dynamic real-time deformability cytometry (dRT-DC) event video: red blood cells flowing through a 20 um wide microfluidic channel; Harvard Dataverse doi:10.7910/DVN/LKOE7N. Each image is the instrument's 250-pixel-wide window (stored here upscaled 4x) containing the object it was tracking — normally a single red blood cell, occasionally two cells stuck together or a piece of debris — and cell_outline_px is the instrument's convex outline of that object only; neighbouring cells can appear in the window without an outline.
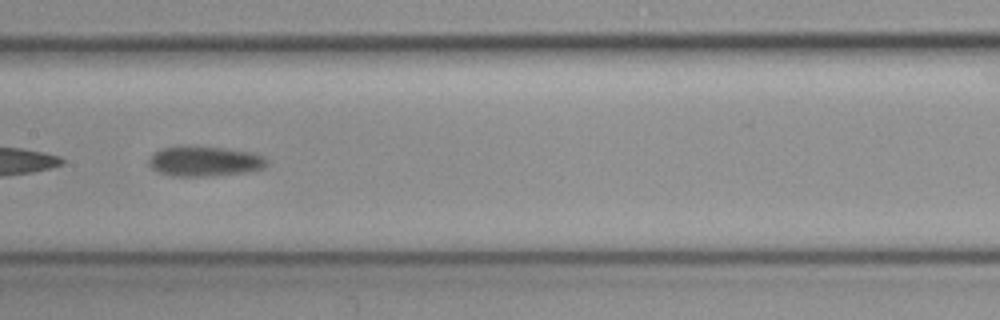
{"species": "common noctule bat (a hibernating species)", "species_latin": "Nyctalus noctula", "temperature_condition": "cold", "stored_images_in_passage": 16, "camera_frame_rate_fps": 3000, "um_per_image_px": 0.085, "animal": {"sex": "female", "body_mass_g": 19.3, "forearm_length_mm": 54.1}, "frame": {"image": 1, "passage_image": 14, "time_ms": 4.333, "image_size_px": [1000, 320], "cell_outline_px": [[268, 164], [264, 168], [248, 172], [204, 176], [172, 176], [156, 172], [148, 164], [148, 160], [160, 148], [224, 148], [248, 152], [264, 156], [268, 160]], "centroid_in_image_um": [17.42, 13.75], "position_along_channel_um": 190.0, "area_um2": 20.11}}